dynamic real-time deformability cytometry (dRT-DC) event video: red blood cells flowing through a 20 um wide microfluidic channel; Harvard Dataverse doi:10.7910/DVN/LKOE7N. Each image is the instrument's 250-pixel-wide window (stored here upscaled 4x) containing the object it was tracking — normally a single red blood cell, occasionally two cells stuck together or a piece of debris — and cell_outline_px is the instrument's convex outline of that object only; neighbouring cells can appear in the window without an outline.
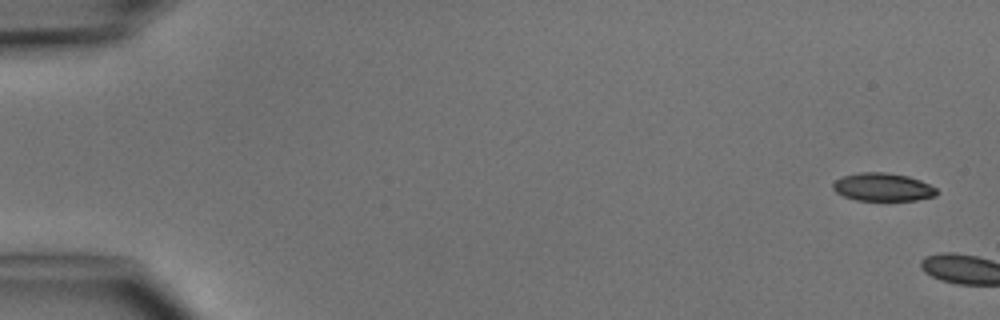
{"species": "common noctule bat (a hibernating species)", "species_latin": "Nyctalus noctula", "temperature_condition": "cold", "stored_images_in_passage": 5, "camera_frame_rate_fps": 3000, "um_per_image_px": 0.085, "animal": {"sex": "male", "body_mass_g": 15.6}, "frame": {"image": 1, "passage_image": 1, "time_ms": 0.0, "image_size_px": [1000, 320], "cell_outline_px": [[936, 196], [916, 200], [856, 200], [844, 196], [836, 192], [832, 188], [832, 184], [840, 176], [860, 172], [884, 172], [908, 176], [920, 180], [936, 188]], "centroid_in_image_um": [75.0, 15.89], "position_along_channel_um": 10.0, "area_um2": 16.94}}
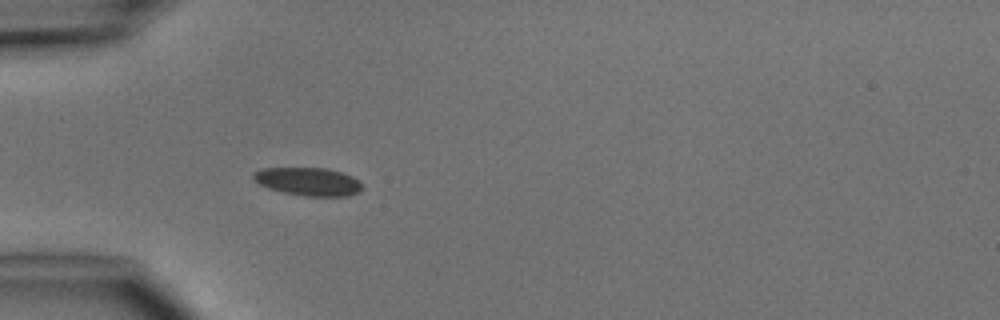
{"frame": {"image": 2, "passage_image": 5, "time_ms": 5.667, "image_size_px": [1000, 320], "cell_outline_px": [[360, 192], [348, 196], [308, 196], [284, 192], [268, 188], [252, 180], [252, 172], [260, 168], [328, 168], [352, 176], [360, 180]], "centroid_in_image_um": [26.17, 15.42], "position_along_channel_um": 58.8, "area_um2": 17.86}}